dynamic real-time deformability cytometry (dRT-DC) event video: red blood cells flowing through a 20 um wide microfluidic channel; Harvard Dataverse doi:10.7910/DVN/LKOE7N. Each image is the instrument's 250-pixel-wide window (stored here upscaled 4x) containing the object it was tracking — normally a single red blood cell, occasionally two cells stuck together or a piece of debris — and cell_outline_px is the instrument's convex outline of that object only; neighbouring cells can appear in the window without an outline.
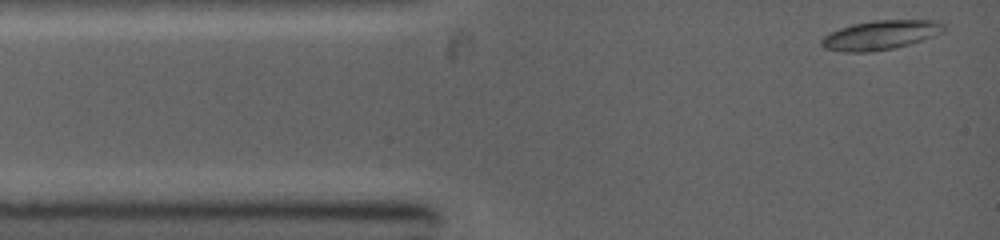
{"species": "common noctule bat (a hibernating species)", "species_latin": "Nyctalus noctula", "temperature_condition": "warm", "stored_images_in_passage": 4, "camera_frame_rate_fps": 5000, "um_per_image_px": 0.085, "animal": {"sex": "female", "body_mass_g": 19.0, "forearm_length_mm": 53.3}, "frame": {"image": 1, "passage_image": 1, "time_ms": 0.0, "image_size_px": [1000, 240], "cell_outline_px": [[944, 32], [908, 44], [892, 48], [872, 52], [844, 52], [824, 48], [820, 44], [820, 40], [828, 32], [852, 24], [872, 20], [932, 20], [944, 24]], "centroid_in_image_um": [74.78, 2.98], "position_along_channel_um": 10.2, "area_um2": 20.81}}
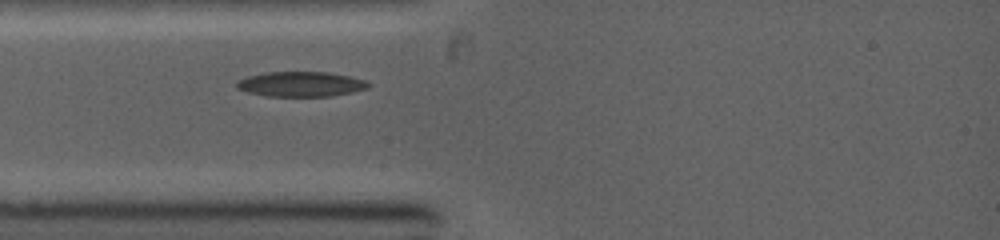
{"frame": {"image": 2, "passage_image": 4, "time_ms": 2.2, "image_size_px": [1000, 240], "cell_outline_px": [[372, 84], [368, 88], [352, 92], [332, 96], [264, 96], [248, 92], [236, 88], [236, 80], [248, 76], [264, 72], [328, 72], [348, 76], [364, 80]], "centroid_in_image_um": [25.55, 7.15], "position_along_channel_um": 59.5, "area_um2": 19.25}}